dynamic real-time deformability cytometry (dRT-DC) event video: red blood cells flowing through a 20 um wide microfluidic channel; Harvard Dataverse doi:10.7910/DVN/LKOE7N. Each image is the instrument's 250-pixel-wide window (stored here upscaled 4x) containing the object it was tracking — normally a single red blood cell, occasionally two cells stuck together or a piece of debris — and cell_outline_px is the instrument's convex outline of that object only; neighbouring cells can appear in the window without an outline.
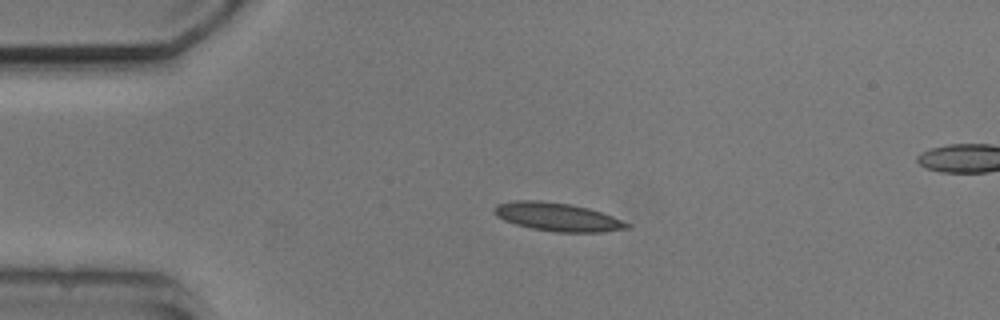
{"species": "common noctule bat (a hibernating species)", "species_latin": "Nyctalus noctula", "temperature_condition": "cold", "stored_images_in_passage": 5, "segment_of_instrument_passage": [1, 2], "camera_frame_rate_fps": 3000, "um_per_image_px": 0.085, "animal": {"sex": "male", "body_mass_g": 20.5, "forearm_length_mm": 52.5}, "frame": {"image": 1, "passage_image": 3, "time_ms": 2.333, "image_size_px": [1000, 320], "cell_outline_px": [[632, 228], [600, 232], [556, 232], [532, 228], [516, 224], [504, 220], [496, 216], [492, 212], [492, 208], [496, 204], [516, 200], [540, 200], [568, 204], [588, 208], [612, 216], [632, 224]], "centroid_in_image_um": [47.37, 18.44], "position_along_channel_um": 37.6, "area_um2": 21.96}}